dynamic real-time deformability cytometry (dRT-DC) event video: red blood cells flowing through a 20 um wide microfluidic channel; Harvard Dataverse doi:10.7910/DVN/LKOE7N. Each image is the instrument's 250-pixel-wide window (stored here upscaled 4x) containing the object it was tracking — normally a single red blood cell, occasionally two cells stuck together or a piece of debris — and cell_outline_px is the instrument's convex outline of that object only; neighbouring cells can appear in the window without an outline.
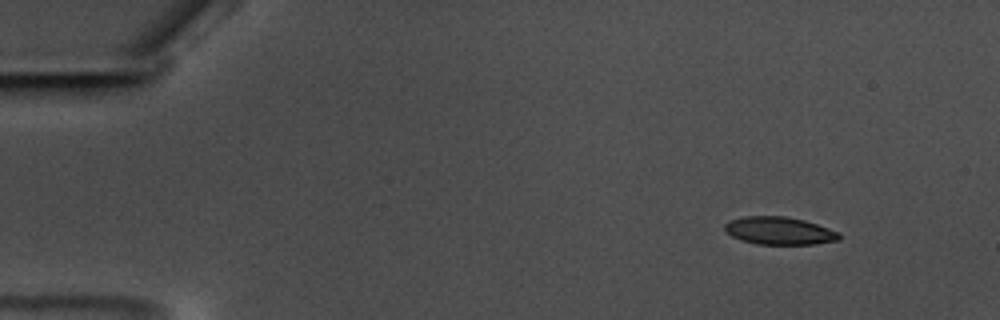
{"species": "common noctule bat (a hibernating species)", "species_latin": "Nyctalus noctula", "temperature_condition": "warm", "stored_images_in_passage": 59, "camera_frame_rate_fps": 3000, "um_per_image_px": 0.085, "animal": {"sex": "male", "body_mass_g": 17.5, "forearm_length_mm": 52.3}, "frame": {"image": 1, "passage_image": 7, "time_ms": 2.0, "image_size_px": [1000, 320], "cell_outline_px": [[840, 240], [816, 244], [756, 244], [740, 240], [732, 236], [724, 228], [724, 224], [728, 220], [744, 216], [784, 216], [804, 220], [840, 232]], "centroid_in_image_um": [66.23, 19.61], "position_along_channel_um": 18.8, "area_um2": 18.55}}
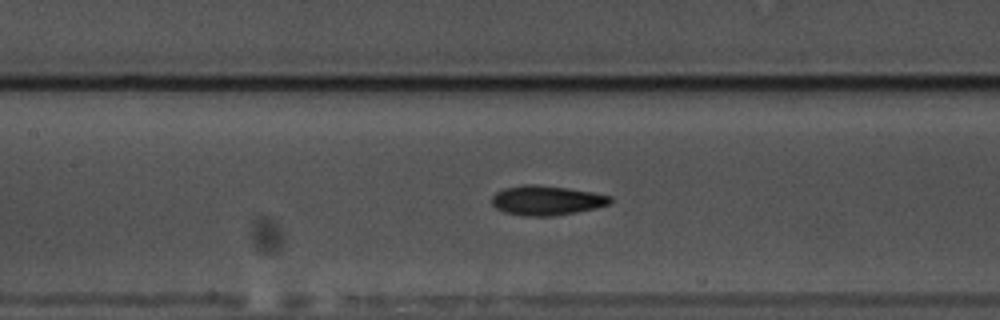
{"frame": {"image": 2, "passage_image": 28, "time_ms": 9.0, "image_size_px": [1000, 320], "cell_outline_px": [[612, 204], [596, 208], [556, 216], [520, 216], [504, 212], [496, 208], [492, 204], [492, 196], [496, 192], [504, 188], [524, 184], [536, 184], [568, 188], [592, 192], [612, 196]], "centroid_in_image_um": [46.47, 17.04], "position_along_channel_um": 160.9, "area_um2": 20.69}}
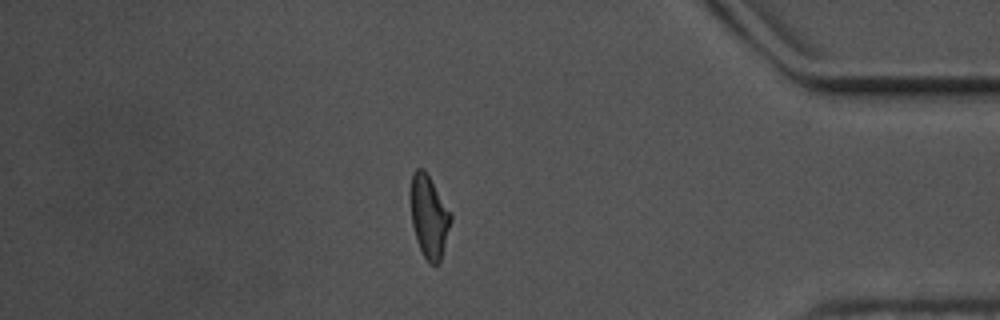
{"frame": {"image": 3, "passage_image": 51, "time_ms": 16.667, "image_size_px": [1000, 320], "cell_outline_px": [[452, 220], [440, 260], [436, 264], [432, 264], [424, 256], [416, 240], [412, 224], [408, 192], [412, 172], [416, 168], [424, 168], [452, 212]], "centroid_in_image_um": [36.44, 18.31], "position_along_channel_um": 398.8, "area_um2": 19.77}, "authors_computed_cell_mechanics": {"area_um2": 19.363, "velocity_mm_per_s": 3.5197, "shape_relaxation_time_tau1_ms": 3.8317, "shape_relaxation_time_tau2_ms": 2.213, "deformation_change_tau1": 0.1508, "deformation_change_tau2": 0.0958}}